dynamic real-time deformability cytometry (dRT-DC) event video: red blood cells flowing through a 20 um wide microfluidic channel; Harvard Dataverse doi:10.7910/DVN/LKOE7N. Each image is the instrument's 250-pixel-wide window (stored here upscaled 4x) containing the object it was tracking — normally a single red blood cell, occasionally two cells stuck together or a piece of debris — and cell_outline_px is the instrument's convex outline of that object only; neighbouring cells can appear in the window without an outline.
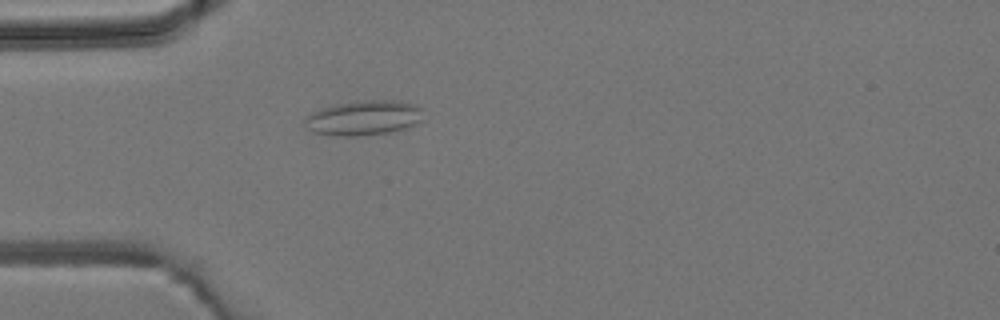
{"species": "common noctule bat (a hibernating species)", "species_latin": "Nyctalus noctula", "temperature_condition": "room temperature", "stored_images_in_passage": 3, "camera_frame_rate_fps": 3000, "um_per_image_px": 0.085, "animal": {"sex": "male", "body_mass_g": 19.2, "forearm_length_mm": 51.8}, "frame": {"image": 1, "passage_image": 3, "time_ms": 2.333, "image_size_px": [1000, 320], "cell_outline_px": [[424, 120], [416, 124], [404, 128], [388, 132], [356, 136], [340, 136], [312, 132], [304, 124], [304, 120], [312, 112], [320, 108], [332, 104], [364, 100], [400, 100], [416, 104], [424, 108]], "centroid_in_image_um": [30.97, 9.99], "position_along_channel_um": 54.0, "area_um2": 24.45}}